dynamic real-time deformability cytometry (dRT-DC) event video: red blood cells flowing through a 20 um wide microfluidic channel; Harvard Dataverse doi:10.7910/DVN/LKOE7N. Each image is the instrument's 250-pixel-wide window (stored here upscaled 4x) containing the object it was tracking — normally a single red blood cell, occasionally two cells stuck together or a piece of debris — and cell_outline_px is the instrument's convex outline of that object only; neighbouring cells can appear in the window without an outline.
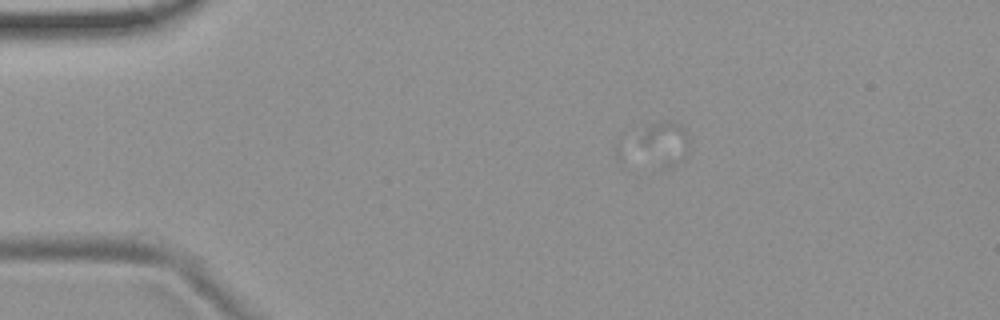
{"species": "common noctule bat (a hibernating species)", "species_latin": "Nyctalus noctula", "temperature_condition": "room temperature", "stored_images_in_passage": 1, "camera_frame_rate_fps": 3000, "um_per_image_px": 0.085, "animal": {"sex": "female", "body_mass_g": 19.9}, "frame": {"image": 1, "passage_image": 1, "time_ms": 0.0, "image_size_px": [1000, 320], "cell_outline_px": [[688, 152], [684, 160], [660, 168], [640, 140], [652, 124], [680, 124], [688, 136]], "centroid_in_image_um": [56.63, 12.21], "position_along_channel_um": 28.4, "area_um2": 11.16}}